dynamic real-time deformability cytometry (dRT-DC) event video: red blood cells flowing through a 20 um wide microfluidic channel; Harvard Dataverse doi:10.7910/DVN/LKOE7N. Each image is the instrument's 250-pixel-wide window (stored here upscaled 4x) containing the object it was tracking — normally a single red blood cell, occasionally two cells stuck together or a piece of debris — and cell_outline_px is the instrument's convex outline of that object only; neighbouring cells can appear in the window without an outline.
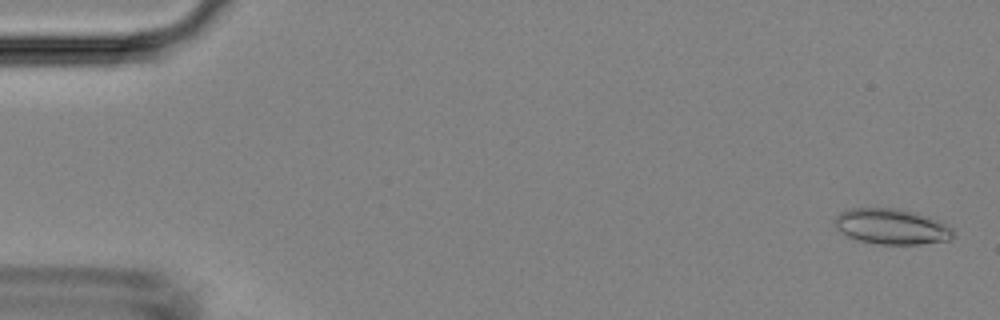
{"species": "Egyptian fruit bat (a non-hibernating species)", "species_latin": "Rousettus aegyptiacus", "temperature_condition": "room temperature", "stored_images_in_passage": 4, "camera_frame_rate_fps": 3000, "um_per_image_px": 0.085, "animal": {"sex": "female"}, "frame": {"image": 1, "passage_image": 1, "time_ms": 0.0, "image_size_px": [1000, 320], "cell_outline_px": [[952, 236], [948, 240], [920, 244], [880, 244], [856, 240], [840, 232], [836, 228], [832, 220], [840, 212], [848, 208], [896, 208], [916, 212], [940, 220], [948, 224], [952, 228]], "centroid_in_image_um": [75.75, 19.24], "position_along_channel_um": 9.2, "area_um2": 24.8}}